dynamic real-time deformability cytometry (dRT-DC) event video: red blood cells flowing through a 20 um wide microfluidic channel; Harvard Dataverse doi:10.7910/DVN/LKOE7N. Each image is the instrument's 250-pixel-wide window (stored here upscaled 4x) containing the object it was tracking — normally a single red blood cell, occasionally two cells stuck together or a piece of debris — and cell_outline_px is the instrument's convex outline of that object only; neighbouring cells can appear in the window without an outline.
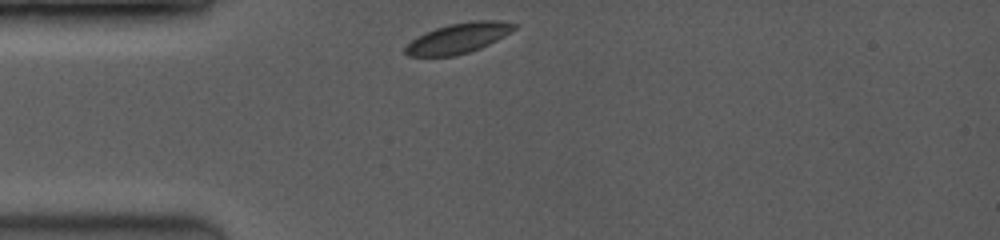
{"species": "common noctule bat (a hibernating species)", "species_latin": "Nyctalus noctula", "temperature_condition": "room temperature", "stored_images_in_passage": 36, "camera_frame_rate_fps": 3500, "um_per_image_px": 0.085, "animal": {"sex": "female", "body_mass_g": 19.0, "forearm_length_mm": 53.3}, "frame": {"image": 1, "passage_image": 1, "time_ms": 0.0, "image_size_px": [1000, 240], "cell_outline_px": [[516, 28], [504, 36], [480, 48], [468, 52], [452, 56], [408, 56], [404, 52], [404, 48], [416, 36], [424, 32], [448, 24], [472, 20], [500, 20], [516, 24]], "centroid_in_image_um": [38.94, 3.23], "position_along_channel_um": 46.1, "area_um2": 19.13}}
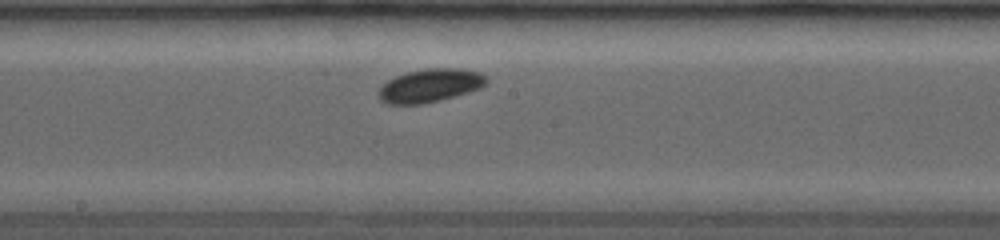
{"frame": {"image": 2, "passage_image": 17, "time_ms": 4.571, "image_size_px": [1000, 240], "cell_outline_px": [[488, 80], [480, 88], [468, 92], [440, 100], [424, 104], [388, 104], [380, 100], [380, 88], [388, 80], [396, 76], [408, 72], [428, 68], [460, 68], [480, 72], [488, 76]], "centroid_in_image_um": [36.59, 7.26], "position_along_channel_um": 211.6, "area_um2": 20.81}}
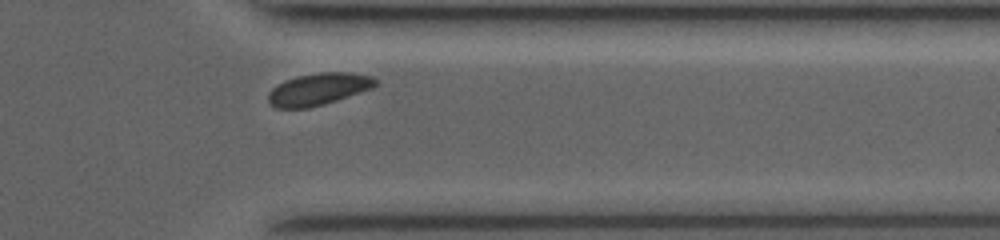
{"frame": {"image": 3, "passage_image": 32, "time_ms": 8.857, "image_size_px": [1000, 240], "cell_outline_px": [[376, 84], [372, 88], [324, 104], [308, 108], [276, 108], [268, 100], [268, 92], [276, 84], [284, 80], [296, 76], [320, 72], [352, 72], [372, 76], [376, 80]], "centroid_in_image_um": [27.04, 7.56], "position_along_channel_um": 384.4, "area_um2": 20.0}, "authors_computed_cell_mechanics": {"area_um2": 20.0277, "velocity_mm_per_s": 3.9971, "shape_relaxation_time_tau1_ms": 3.6072, "shape_relaxation_time_tau2_ms": null, "deformation_change_tau1": 0.1271, "deformation_change_tau2": null}}